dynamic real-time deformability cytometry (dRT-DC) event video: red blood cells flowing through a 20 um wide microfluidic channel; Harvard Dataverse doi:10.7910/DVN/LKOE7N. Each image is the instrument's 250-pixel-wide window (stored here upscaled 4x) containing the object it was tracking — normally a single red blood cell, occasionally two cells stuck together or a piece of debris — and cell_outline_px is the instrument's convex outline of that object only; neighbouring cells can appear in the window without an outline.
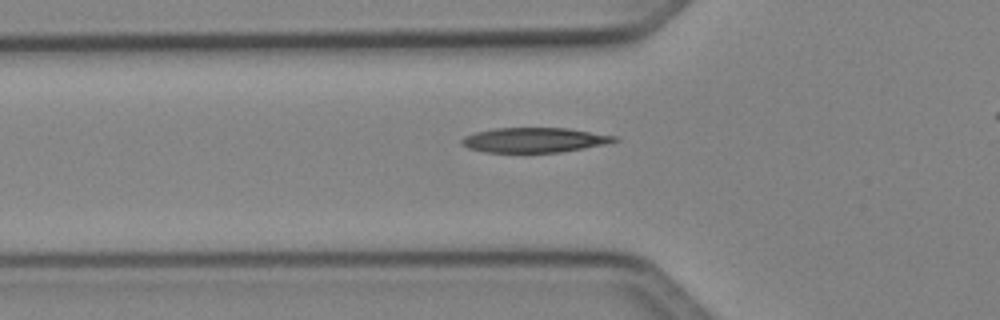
{"species": "Egyptian fruit bat (a non-hibernating species)", "species_latin": "Rousettus aegyptiacus", "temperature_condition": "cold", "stored_images_in_passage": 29, "camera_frame_rate_fps": 3000, "um_per_image_px": 0.085, "animal": {"sex": "female"}, "frame": {"image": 1, "passage_image": 2, "time_ms": 0.333, "image_size_px": [1000, 320], "cell_outline_px": [[620, 140], [604, 144], [584, 148], [560, 152], [484, 152], [468, 148], [460, 140], [464, 136], [476, 132], [496, 128], [568, 128], [616, 136]], "centroid_in_image_um": [45.42, 11.9], "position_along_channel_um": 80.4, "area_um2": 21.91}}
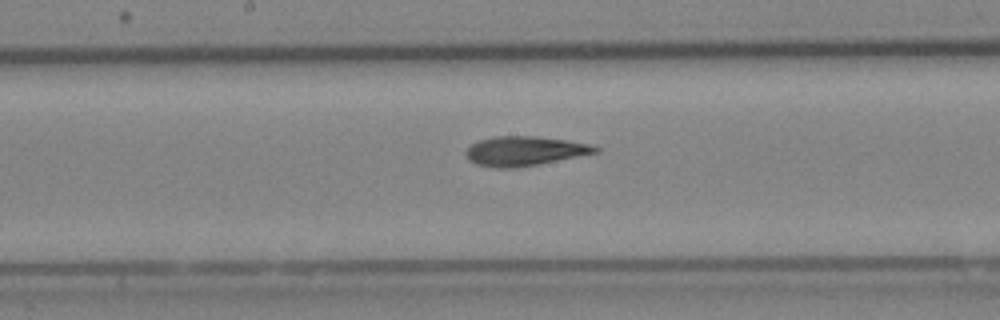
{"frame": {"image": 2, "passage_image": 11, "time_ms": 3.333, "image_size_px": [1000, 320], "cell_outline_px": [[600, 152], [536, 164], [512, 168], [496, 168], [476, 164], [468, 160], [464, 152], [472, 144], [480, 140], [492, 136], [536, 136], [592, 144], [600, 148]], "centroid_in_image_um": [44.57, 12.83], "position_along_channel_um": 203.6, "area_um2": 22.08}}
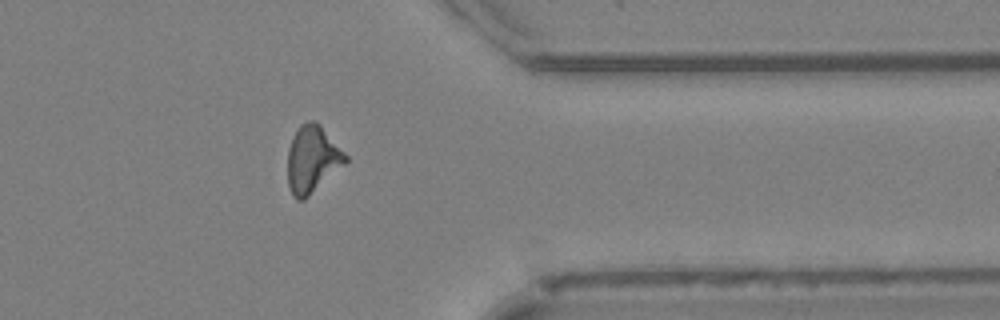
{"frame": {"image": 3, "passage_image": 25, "time_ms": 8.0, "image_size_px": [1000, 320], "cell_outline_px": [[348, 160], [344, 164], [304, 200], [296, 200], [292, 196], [288, 184], [288, 148], [292, 136], [300, 124], [308, 120], [316, 120], [320, 124], [348, 156]], "centroid_in_image_um": [26.53, 13.51], "position_along_channel_um": 384.9, "area_um2": 22.6}}